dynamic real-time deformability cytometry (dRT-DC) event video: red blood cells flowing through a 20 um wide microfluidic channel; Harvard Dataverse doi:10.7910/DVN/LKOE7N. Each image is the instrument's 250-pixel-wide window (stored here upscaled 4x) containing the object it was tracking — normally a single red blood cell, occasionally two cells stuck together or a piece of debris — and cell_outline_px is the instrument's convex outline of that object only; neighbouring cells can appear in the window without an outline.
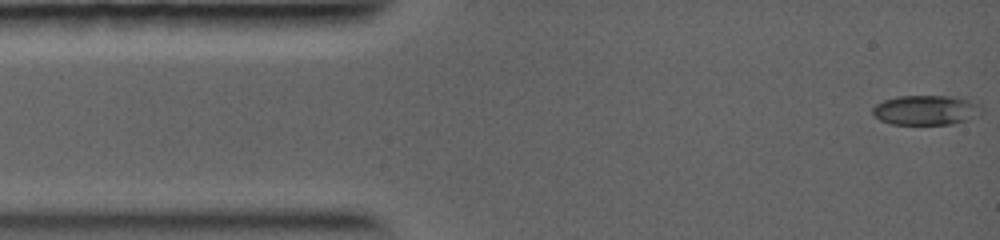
{"species": "common noctule bat (a hibernating species)", "species_latin": "Nyctalus noctula", "temperature_condition": "warm", "stored_images_in_passage": 24, "camera_frame_rate_fps": 5000, "um_per_image_px": 0.085, "animal": {"sex": "female", "body_mass_g": 19.0, "forearm_length_mm": 56.7}, "frame": {"image": 1, "passage_image": 1, "time_ms": 0.0, "image_size_px": [1000, 240], "cell_outline_px": [[984, 112], [968, 120], [948, 124], [892, 124], [880, 120], [872, 112], [872, 108], [876, 104], [884, 100], [896, 96], [948, 96], [968, 100], [980, 104], [984, 108]], "centroid_in_image_um": [78.73, 9.36], "position_along_channel_um": 6.3, "area_um2": 18.9}}
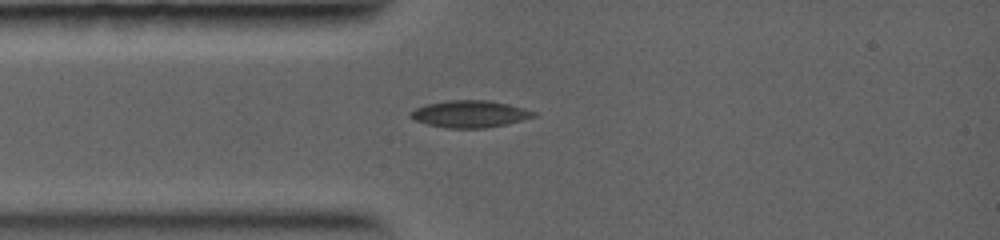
{"frame": {"image": 2, "passage_image": 15, "time_ms": 2.4, "image_size_px": [1000, 240], "cell_outline_px": [[536, 116], [504, 124], [484, 128], [448, 128], [428, 124], [416, 120], [408, 116], [408, 112], [424, 104], [448, 100], [488, 100], [508, 104], [524, 108], [536, 112]], "centroid_in_image_um": [39.89, 9.67], "position_along_channel_um": 45.1, "area_um2": 19.25}}
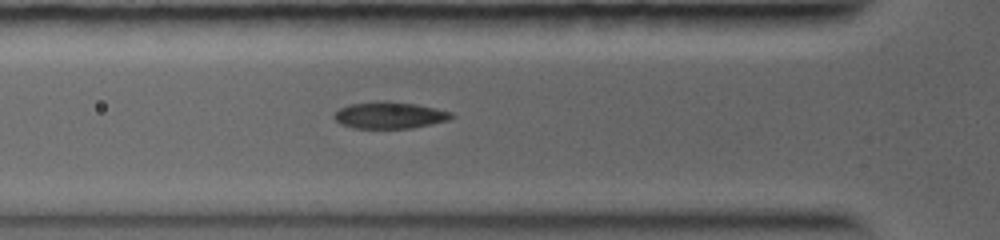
{"frame": {"image": 3, "passage_image": 22, "time_ms": 3.4, "image_size_px": [1000, 240], "cell_outline_px": [[456, 116], [448, 120], [412, 128], [356, 128], [340, 124], [332, 116], [340, 108], [348, 104], [384, 100], [416, 104], [436, 108], [452, 112]], "centroid_in_image_um": [33.12, 9.78], "position_along_channel_um": 92.7, "area_um2": 18.32}}